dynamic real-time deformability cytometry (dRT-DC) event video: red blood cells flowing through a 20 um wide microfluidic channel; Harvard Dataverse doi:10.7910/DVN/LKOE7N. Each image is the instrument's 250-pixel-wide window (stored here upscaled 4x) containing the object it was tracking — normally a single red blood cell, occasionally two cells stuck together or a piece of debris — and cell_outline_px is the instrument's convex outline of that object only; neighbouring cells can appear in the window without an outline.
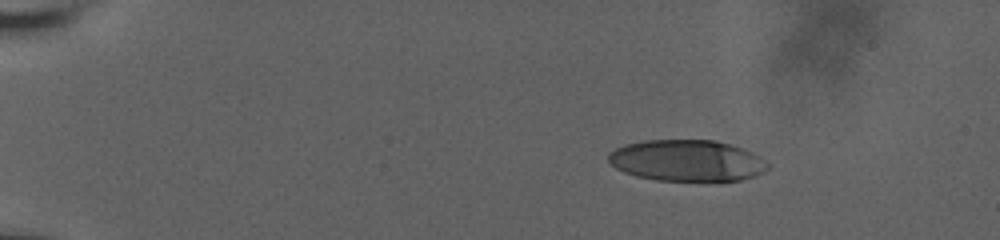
{"species": "human", "species_latin": "Homo sapiens", "temperature_condition": "room temperature", "stored_images_in_passage": 50, "camera_frame_rate_fps": 3000, "um_per_image_px": 0.085, "donor": {"sex": "male"}, "frame": {"image": 1, "passage_image": 1, "time_ms": 0.0, "image_size_px": [1000, 240], "cell_outline_px": [[772, 164], [764, 172], [756, 176], [740, 180], [656, 180], [636, 176], [624, 172], [616, 168], [608, 160], [608, 152], [624, 144], [644, 140], [716, 140], [744, 148], [760, 156]], "centroid_in_image_um": [58.42, 13.64], "position_along_channel_um": 26.6, "area_um2": 38.67}}
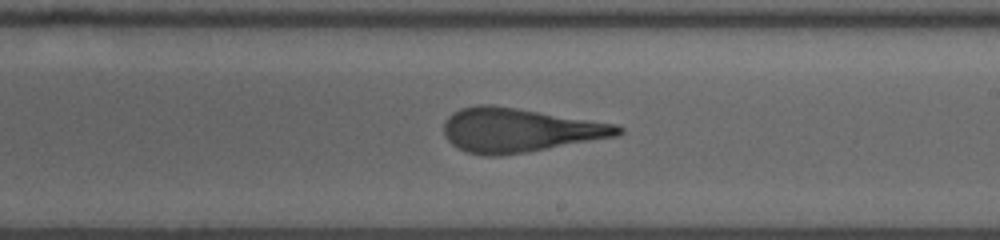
{"frame": {"image": 2, "passage_image": 28, "time_ms": 9.0, "image_size_px": [1000, 240], "cell_outline_px": [[624, 132], [620, 136], [528, 152], [500, 156], [484, 156], [468, 152], [456, 148], [444, 136], [444, 120], [448, 116], [460, 108], [476, 104], [492, 104], [616, 124], [624, 128]], "centroid_in_image_um": [44.14, 11.07], "position_along_channel_um": 244.9, "area_um2": 45.08}}
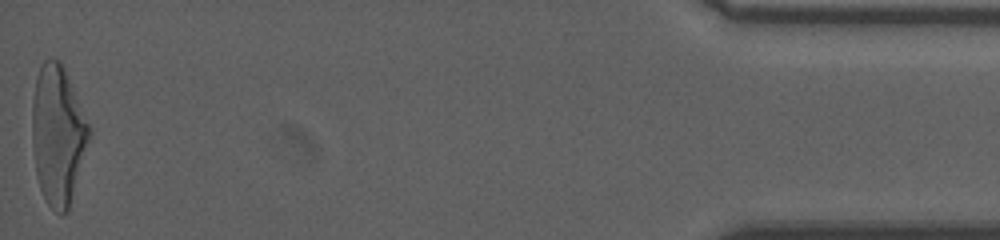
{"frame": {"image": 3, "passage_image": 50, "time_ms": 16.333, "image_size_px": [1000, 240], "cell_outline_px": [[92, 132], [68, 208], [60, 216], [48, 204], [40, 188], [36, 176], [32, 144], [32, 100], [36, 76], [44, 60], [60, 60], [92, 128]], "centroid_in_image_um": [4.91, 11.45], "position_along_channel_um": 430.3, "area_um2": 46.01}, "authors_computed_cell_mechanics": {"area_um2": 44.3904, "velocity_mm_per_s": 3.6772, "shape_relaxation_time_tau1_ms": 6.4471, "shape_relaxation_time_tau2_ms": 1.5906, "deformation_change_tau1": 0.2945, "deformation_change_tau2": 0.1359}}